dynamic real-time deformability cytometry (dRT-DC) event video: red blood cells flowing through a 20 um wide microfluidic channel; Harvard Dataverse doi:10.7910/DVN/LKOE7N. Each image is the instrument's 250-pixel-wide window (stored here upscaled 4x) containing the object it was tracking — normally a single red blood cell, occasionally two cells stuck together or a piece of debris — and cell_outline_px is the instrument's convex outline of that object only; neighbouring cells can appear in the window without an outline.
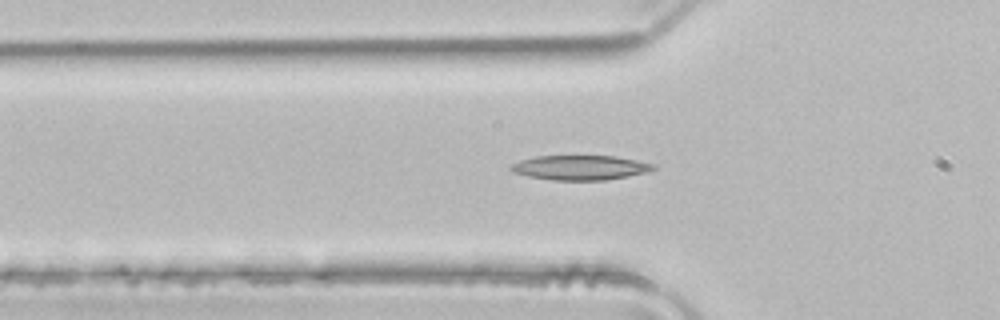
{"species": "common noctule bat (a hibernating species)", "species_latin": "Nyctalus noctula", "temperature_condition": "room temperature", "stored_images_in_passage": 51, "camera_frame_rate_fps": 3000, "um_per_image_px": 0.085, "animal": {"sex": "male", "body_mass_g": 21.5, "forearm_length_mm": 52.0}, "frame": {"image": 1, "passage_image": 16, "time_ms": 5.0, "image_size_px": [1000, 320], "cell_outline_px": [[656, 168], [648, 172], [628, 176], [604, 180], [552, 180], [528, 176], [512, 172], [508, 168], [508, 164], [520, 160], [536, 156], [616, 156], [656, 164]], "centroid_in_image_um": [49.29, 14.24], "position_along_channel_um": 76.5, "area_um2": 20.63}}
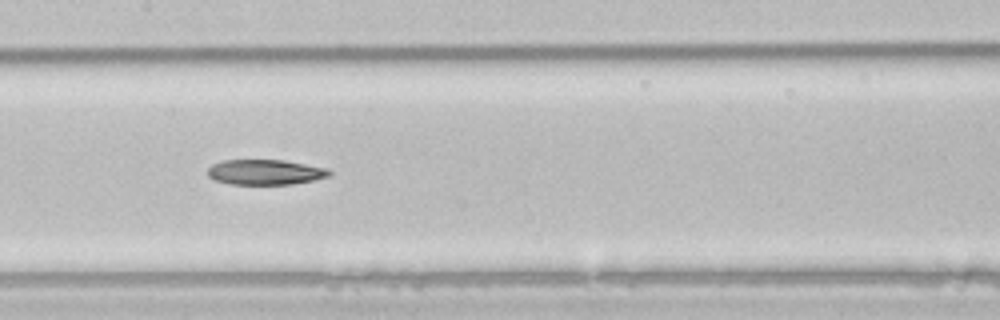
{"frame": {"image": 2, "passage_image": 24, "time_ms": 7.667, "image_size_px": [1000, 320], "cell_outline_px": [[332, 172], [328, 176], [312, 180], [292, 184], [232, 184], [212, 180], [208, 176], [208, 168], [212, 164], [224, 160], [284, 160], [328, 168]], "centroid_in_image_um": [22.52, 14.63], "position_along_channel_um": 184.9, "area_um2": 17.86}}
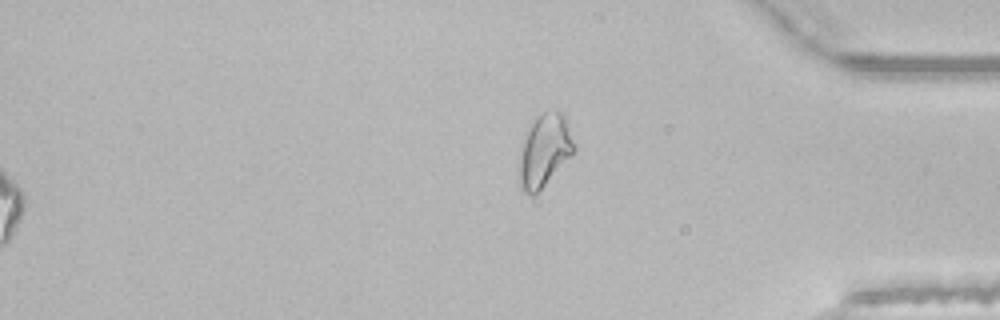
{"frame": {"image": 3, "passage_image": 51, "time_ms": 16.667, "image_size_px": [1000, 320], "cell_outline_px": [[576, 152], [532, 196], [528, 196], [520, 188], [520, 160], [524, 132], [536, 116], [544, 112], [556, 108], [568, 120], [576, 144]], "centroid_in_image_um": [46.32, 12.73], "position_along_channel_um": 388.9, "area_um2": 23.47}, "authors_computed_cell_mechanics": {"area_um2": 20.6346, "velocity_mm_per_s": 4.0294, "shape_relaxation_time_tau1_ms": 4.9608, "shape_relaxation_time_tau2_ms": null, "deformation_change_tau1": 0.1364, "deformation_change_tau2": null}}